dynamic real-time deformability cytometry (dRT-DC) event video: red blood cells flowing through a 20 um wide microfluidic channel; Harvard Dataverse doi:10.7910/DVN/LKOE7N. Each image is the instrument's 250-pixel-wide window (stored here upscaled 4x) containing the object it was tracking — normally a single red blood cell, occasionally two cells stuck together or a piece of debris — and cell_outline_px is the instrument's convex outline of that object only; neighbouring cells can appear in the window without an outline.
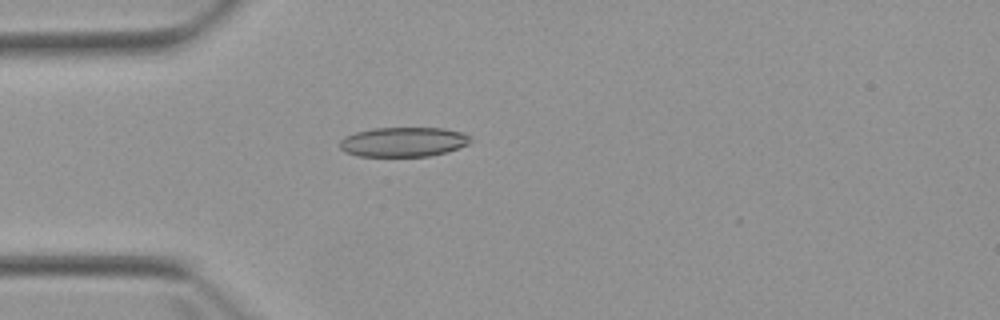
{"species": "Egyptian fruit bat (a non-hibernating species)", "species_latin": "Rousettus aegyptiacus", "temperature_condition": "warm", "stored_images_in_passage": 4, "camera_frame_rate_fps": 3000, "um_per_image_px": 0.085, "animal": {"sex": "female"}, "frame": {"image": 1, "passage_image": 4, "time_ms": 3.333, "image_size_px": [1000, 320], "cell_outline_px": [[472, 140], [468, 144], [444, 152], [428, 156], [356, 156], [344, 152], [340, 148], [340, 140], [344, 136], [356, 132], [372, 128], [444, 128], [460, 132], [468, 136]], "centroid_in_image_um": [34.22, 12.06], "position_along_channel_um": 50.8, "area_um2": 22.43}}